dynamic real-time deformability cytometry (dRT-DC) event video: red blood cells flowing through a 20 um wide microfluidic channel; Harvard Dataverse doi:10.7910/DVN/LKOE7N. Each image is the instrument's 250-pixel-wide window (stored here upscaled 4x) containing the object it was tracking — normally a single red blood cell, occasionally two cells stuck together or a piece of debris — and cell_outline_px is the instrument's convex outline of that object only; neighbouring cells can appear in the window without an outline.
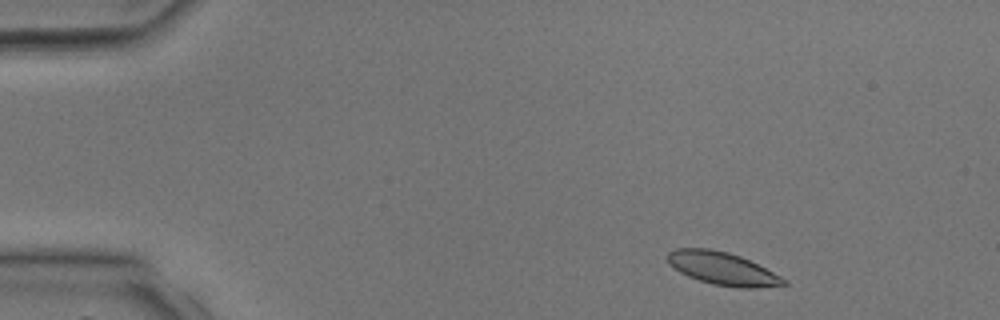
{"species": "common noctule bat (a hibernating species)", "species_latin": "Nyctalus noctula", "temperature_condition": "room temperature", "stored_images_in_passage": 37, "camera_frame_rate_fps": 3000, "um_per_image_px": 0.085, "animal": {"sex": "male", "body_mass_g": 17.9, "forearm_length_mm": 54.2}, "frame": {"image": 1, "passage_image": 3, "time_ms": 0.667, "image_size_px": [1000, 320], "cell_outline_px": [[788, 284], [756, 288], [736, 288], [712, 284], [688, 276], [680, 272], [668, 264], [668, 252], [676, 248], [708, 248], [728, 252], [740, 256], [788, 280]], "centroid_in_image_um": [61.39, 22.83], "position_along_channel_um": 23.6, "area_um2": 22.08}}
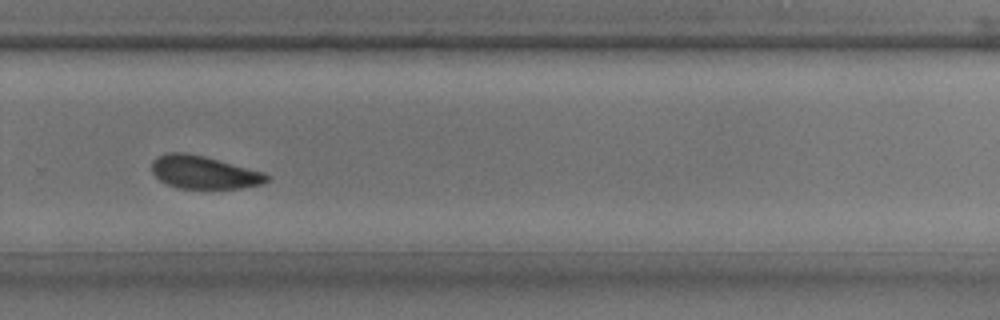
{"frame": {"image": 2, "passage_image": 25, "time_ms": 8.0, "image_size_px": [1000, 320], "cell_outline_px": [[268, 180], [264, 184], [240, 188], [180, 188], [168, 184], [160, 180], [152, 172], [152, 160], [156, 156], [168, 152], [184, 152], [204, 156], [264, 172], [268, 176]], "centroid_in_image_um": [17.31, 14.64], "position_along_channel_um": 312.5, "area_um2": 21.96}}
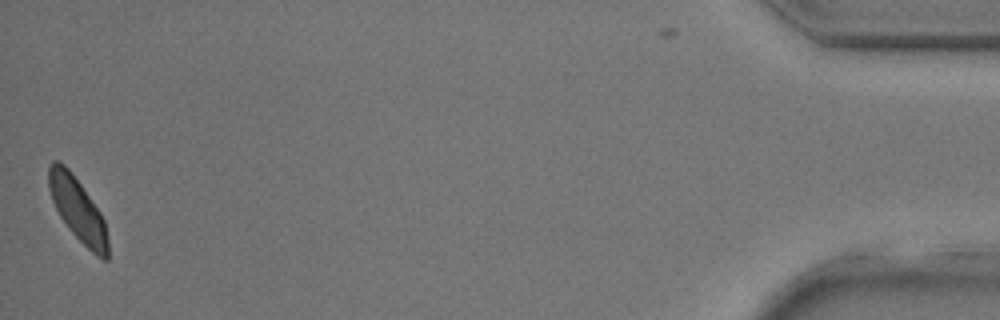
{"frame": {"image": 3, "passage_image": 37, "time_ms": 12.0, "image_size_px": [1000, 320], "cell_outline_px": [[108, 260], [104, 260], [96, 256], [68, 228], [60, 216], [52, 200], [48, 188], [48, 168], [52, 160], [60, 160], [68, 168], [80, 184], [100, 212], [104, 220], [108, 240]], "centroid_in_image_um": [6.59, 17.79], "position_along_channel_um": 428.6, "area_um2": 21.62}}